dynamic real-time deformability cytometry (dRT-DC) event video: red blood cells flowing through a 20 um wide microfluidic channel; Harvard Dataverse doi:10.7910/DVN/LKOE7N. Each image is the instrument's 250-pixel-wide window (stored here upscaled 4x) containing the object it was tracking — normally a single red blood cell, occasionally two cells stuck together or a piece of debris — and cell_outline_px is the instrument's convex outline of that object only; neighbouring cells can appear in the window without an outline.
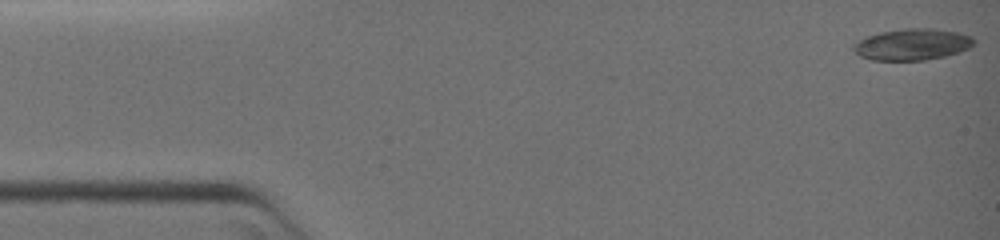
{"species": "common noctule bat (a hibernating species)", "species_latin": "Nyctalus noctula", "temperature_condition": "warm", "stored_images_in_passage": 75, "camera_frame_rate_fps": 3000, "um_per_image_px": 0.085, "animal": {"sex": "female", "body_mass_g": 19.0, "forearm_length_mm": 51.5}, "frame": {"image": 1, "passage_image": 1, "time_ms": 0.0, "image_size_px": [1000, 240], "cell_outline_px": [[976, 40], [968, 48], [944, 56], [924, 60], [872, 60], [860, 56], [852, 48], [852, 44], [868, 36], [880, 32], [904, 28], [932, 28], [956, 32], [972, 36]], "centroid_in_image_um": [77.52, 3.77], "position_along_channel_um": 7.5, "area_um2": 21.85}}
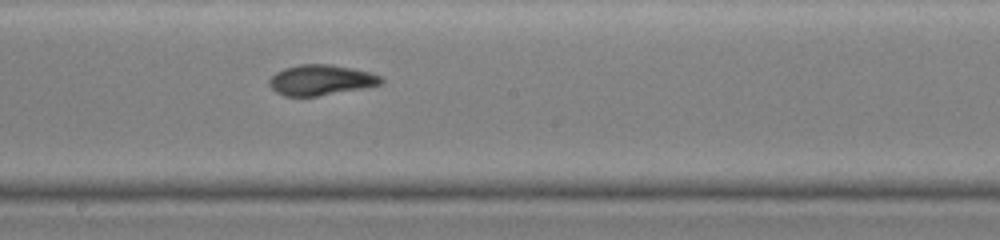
{"frame": {"image": 2, "passage_image": 43, "time_ms": 14.0, "image_size_px": [1000, 240], "cell_outline_px": [[384, 80], [380, 84], [360, 88], [316, 96], [284, 96], [276, 92], [268, 84], [268, 80], [276, 72], [284, 68], [300, 64], [328, 64], [352, 68], [368, 72], [380, 76]], "centroid_in_image_um": [27.21, 6.79], "position_along_channel_um": 221.0, "area_um2": 19.54}}
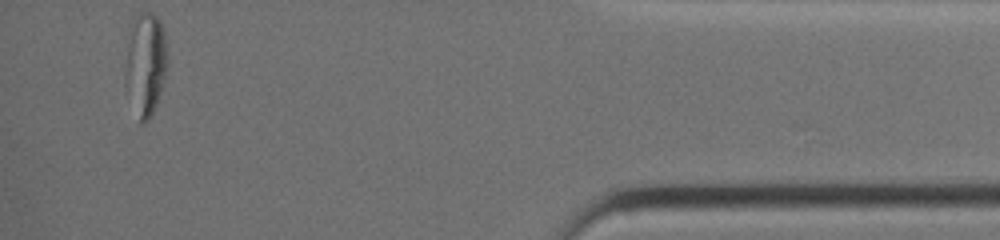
{"frame": {"image": 3, "passage_image": 75, "time_ms": 24.667, "image_size_px": [1000, 240], "cell_outline_px": [[168, 64], [160, 92], [156, 104], [148, 120], [144, 124], [140, 124], [124, 84], [124, 72], [132, 20], [140, 12], [152, 12], [160, 20], [164, 32], [168, 56]], "centroid_in_image_um": [12.37, 5.43], "position_along_channel_um": 422.8, "area_um2": 25.37}}